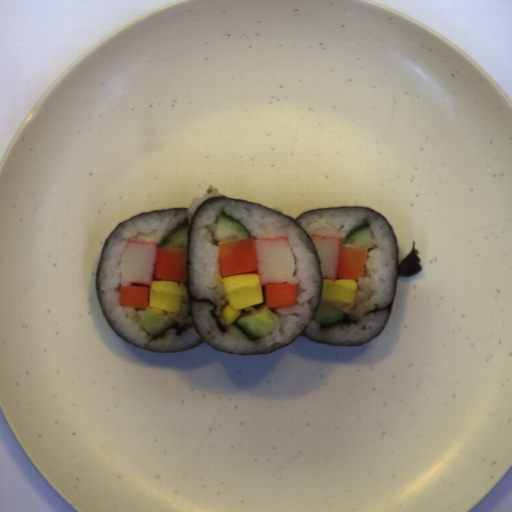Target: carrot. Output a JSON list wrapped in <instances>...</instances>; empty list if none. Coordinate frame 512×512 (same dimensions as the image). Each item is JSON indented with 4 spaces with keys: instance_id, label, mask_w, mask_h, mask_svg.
Listing matches in <instances>:
<instances>
[{
    "instance_id": "obj_3",
    "label": "carrot",
    "mask_w": 512,
    "mask_h": 512,
    "mask_svg": "<svg viewBox=\"0 0 512 512\" xmlns=\"http://www.w3.org/2000/svg\"><path fill=\"white\" fill-rule=\"evenodd\" d=\"M368 248L341 246L337 278L358 281L365 276Z\"/></svg>"
},
{
    "instance_id": "obj_1",
    "label": "carrot",
    "mask_w": 512,
    "mask_h": 512,
    "mask_svg": "<svg viewBox=\"0 0 512 512\" xmlns=\"http://www.w3.org/2000/svg\"><path fill=\"white\" fill-rule=\"evenodd\" d=\"M217 258L222 278L258 271L254 239L218 242Z\"/></svg>"
},
{
    "instance_id": "obj_5",
    "label": "carrot",
    "mask_w": 512,
    "mask_h": 512,
    "mask_svg": "<svg viewBox=\"0 0 512 512\" xmlns=\"http://www.w3.org/2000/svg\"><path fill=\"white\" fill-rule=\"evenodd\" d=\"M151 286L128 285L120 287V303L124 307L147 310L150 303Z\"/></svg>"
},
{
    "instance_id": "obj_2",
    "label": "carrot",
    "mask_w": 512,
    "mask_h": 512,
    "mask_svg": "<svg viewBox=\"0 0 512 512\" xmlns=\"http://www.w3.org/2000/svg\"><path fill=\"white\" fill-rule=\"evenodd\" d=\"M152 279L187 282L186 249L156 248Z\"/></svg>"
},
{
    "instance_id": "obj_4",
    "label": "carrot",
    "mask_w": 512,
    "mask_h": 512,
    "mask_svg": "<svg viewBox=\"0 0 512 512\" xmlns=\"http://www.w3.org/2000/svg\"><path fill=\"white\" fill-rule=\"evenodd\" d=\"M263 296L268 309L294 306L297 303V284H264Z\"/></svg>"
}]
</instances>
